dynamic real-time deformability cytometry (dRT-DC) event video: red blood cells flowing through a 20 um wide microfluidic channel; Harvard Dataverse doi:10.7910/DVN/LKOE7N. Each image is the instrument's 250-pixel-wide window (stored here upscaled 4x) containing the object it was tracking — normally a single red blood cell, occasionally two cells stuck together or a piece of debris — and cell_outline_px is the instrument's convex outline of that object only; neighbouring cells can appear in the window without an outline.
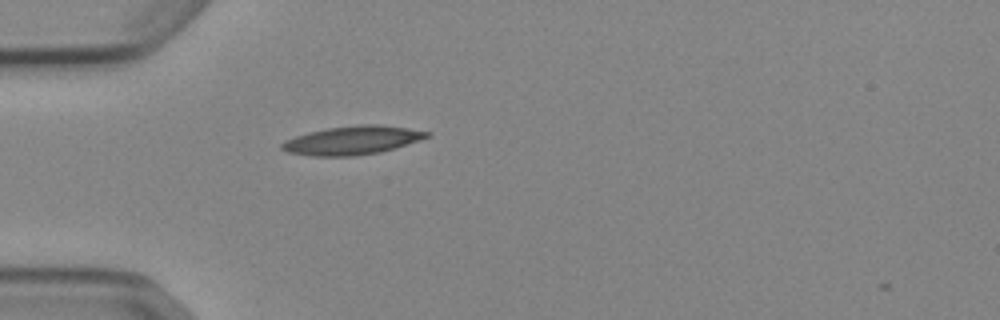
{"species": "Egyptian fruit bat (a non-hibernating species)", "species_latin": "Rousettus aegyptiacus", "temperature_condition": "cold", "stored_images_in_passage": 5, "camera_frame_rate_fps": 3000, "um_per_image_px": 0.085, "animal": {"sex": "female"}, "frame": {"image": 1, "passage_image": 4, "time_ms": 1.0, "image_size_px": [1000, 320], "cell_outline_px": [[432, 132], [428, 136], [420, 140], [380, 152], [352, 156], [312, 156], [288, 152], [280, 148], [280, 144], [284, 140], [308, 132], [328, 128], [356, 124], [380, 124], [408, 128]], "centroid_in_image_um": [29.93, 11.92], "position_along_channel_um": 55.1, "area_um2": 24.16}}